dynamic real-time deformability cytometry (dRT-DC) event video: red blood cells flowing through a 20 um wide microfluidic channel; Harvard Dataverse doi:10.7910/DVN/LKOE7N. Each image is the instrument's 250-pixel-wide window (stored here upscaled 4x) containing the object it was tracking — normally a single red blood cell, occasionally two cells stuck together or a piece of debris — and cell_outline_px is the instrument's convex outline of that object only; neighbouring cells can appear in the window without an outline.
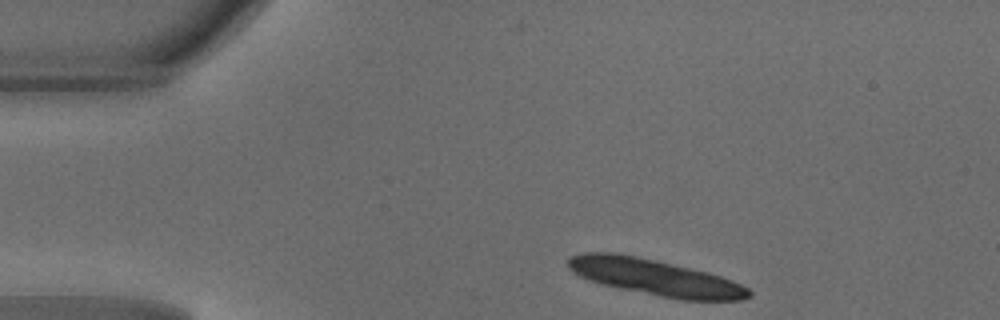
{"species": "common noctule bat (a hibernating species)", "species_latin": "Nyctalus noctula", "temperature_condition": "warm", "stored_images_in_passage": 37, "segment_of_instrument_passage": [1, 2], "camera_frame_rate_fps": 3000, "um_per_image_px": 0.085, "animal": {"sex": "male", "body_mass_g": 18.8}, "frame": {"image": 1, "passage_image": 1, "time_ms": 0.0, "image_size_px": [1000, 320], "cell_outline_px": [[752, 296], [740, 300], [680, 300], [600, 284], [588, 280], [572, 272], [568, 268], [568, 256], [580, 252], [612, 252], [636, 256], [656, 260], [708, 272], [732, 280], [748, 288], [752, 292]], "centroid_in_image_um": [55.65, 23.56], "position_along_channel_um": 29.4, "area_um2": 38.21}}